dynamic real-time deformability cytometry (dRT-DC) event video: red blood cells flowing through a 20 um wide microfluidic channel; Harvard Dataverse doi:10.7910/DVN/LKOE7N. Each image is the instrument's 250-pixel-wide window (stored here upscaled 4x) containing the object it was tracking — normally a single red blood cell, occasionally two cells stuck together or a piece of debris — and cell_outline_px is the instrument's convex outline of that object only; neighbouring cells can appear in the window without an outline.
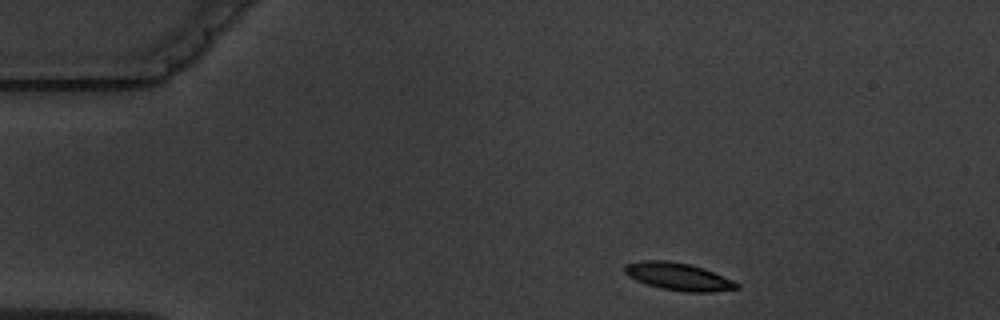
{"species": "common noctule bat (a hibernating species)", "species_latin": "Nyctalus noctula", "temperature_condition": "warm", "stored_images_in_passage": 3, "camera_frame_rate_fps": 3000, "um_per_image_px": 0.085, "animal": {"sex": "male", "body_mass_g": 19.5, "forearm_length_mm": 54.6}, "frame": {"image": 1, "passage_image": 1, "time_ms": 0.0, "image_size_px": [1000, 320], "cell_outline_px": [[740, 288], [712, 292], [684, 292], [660, 288], [636, 280], [628, 276], [624, 272], [624, 264], [640, 260], [664, 260], [688, 264], [704, 268], [732, 280], [740, 284]], "centroid_in_image_um": [57.64, 23.51], "position_along_channel_um": 27.4, "area_um2": 17.98}}